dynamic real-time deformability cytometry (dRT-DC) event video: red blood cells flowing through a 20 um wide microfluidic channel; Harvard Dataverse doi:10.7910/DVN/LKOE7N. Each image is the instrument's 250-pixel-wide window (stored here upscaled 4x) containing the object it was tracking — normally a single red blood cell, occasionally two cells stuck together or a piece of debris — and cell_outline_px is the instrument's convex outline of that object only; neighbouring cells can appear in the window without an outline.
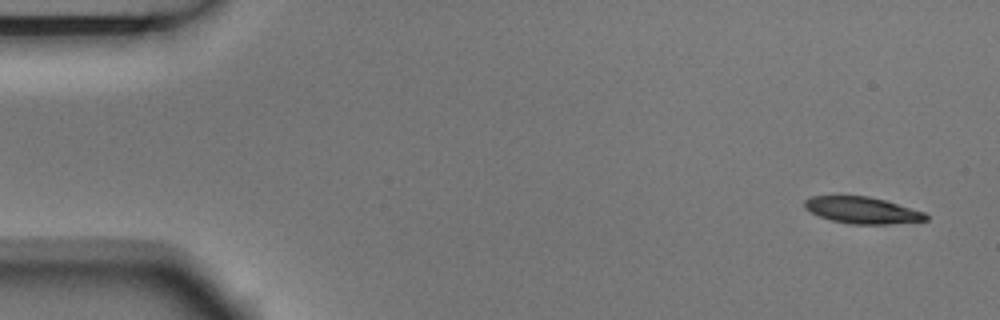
{"species": "Egyptian fruit bat (a non-hibernating species)", "species_latin": "Rousettus aegyptiacus", "temperature_condition": "room temperature", "stored_images_in_passage": 7, "camera_frame_rate_fps": 3000, "um_per_image_px": 0.085, "animal": {"sex": "male"}, "frame": {"image": 1, "passage_image": 1, "time_ms": 0.0, "image_size_px": [1000, 320], "cell_outline_px": [[928, 220], [888, 224], [848, 224], [832, 220], [820, 216], [804, 208], [804, 200], [812, 196], [868, 196], [884, 200], [924, 212], [928, 216]], "centroid_in_image_um": [73.28, 17.87], "position_along_channel_um": 11.7, "area_um2": 18.61}}
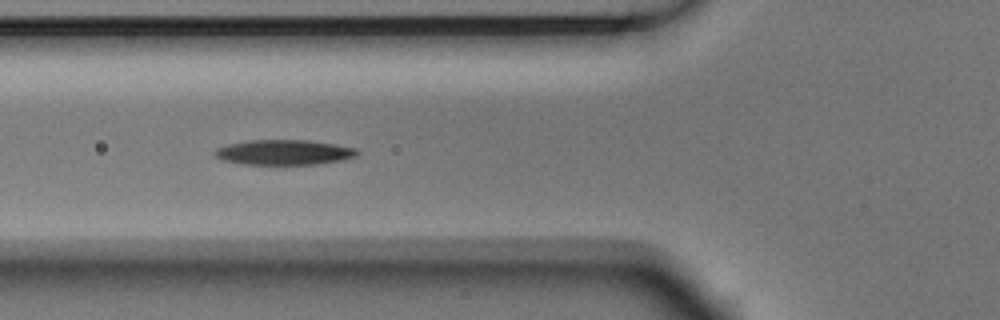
{"frame": {"image": 2, "passage_image": 6, "time_ms": 1.667, "image_size_px": [1000, 320], "cell_outline_px": [[360, 152], [356, 156], [340, 160], [316, 164], [244, 164], [224, 160], [216, 156], [212, 152], [216, 148], [228, 144], [248, 140], [308, 140], [336, 144], [356, 148]], "centroid_in_image_um": [24.14, 12.94], "position_along_channel_um": 101.7, "area_um2": 20.75}}
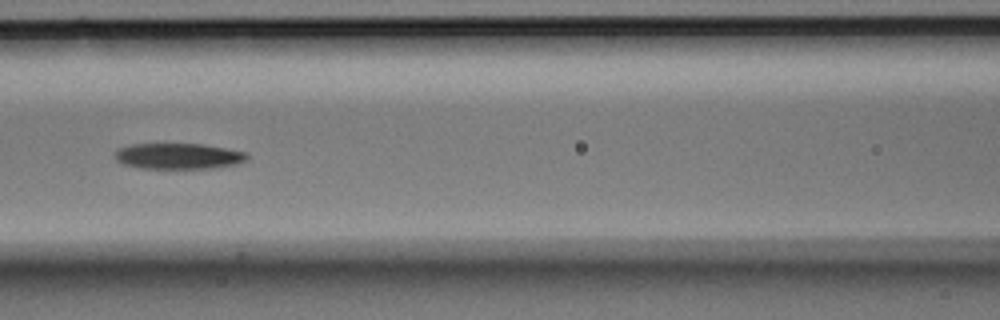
{"frame": {"image": 3, "passage_image": 7, "time_ms": 2.0, "image_size_px": [1000, 320], "cell_outline_px": [[248, 160], [236, 164], [216, 168], [144, 168], [124, 164], [116, 160], [116, 152], [120, 148], [132, 144], [204, 144], [248, 152]], "centroid_in_image_um": [15.24, 13.27], "position_along_channel_um": 151.4, "area_um2": 19.83}}